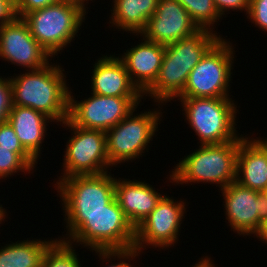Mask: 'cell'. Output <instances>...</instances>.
<instances>
[{
	"instance_id": "obj_29",
	"label": "cell",
	"mask_w": 267,
	"mask_h": 267,
	"mask_svg": "<svg viewBox=\"0 0 267 267\" xmlns=\"http://www.w3.org/2000/svg\"><path fill=\"white\" fill-rule=\"evenodd\" d=\"M12 107V86L9 78L0 76V123L7 121Z\"/></svg>"
},
{
	"instance_id": "obj_36",
	"label": "cell",
	"mask_w": 267,
	"mask_h": 267,
	"mask_svg": "<svg viewBox=\"0 0 267 267\" xmlns=\"http://www.w3.org/2000/svg\"><path fill=\"white\" fill-rule=\"evenodd\" d=\"M6 210L5 208L2 207V205H0V224H2V220L4 221L5 217H6Z\"/></svg>"
},
{
	"instance_id": "obj_26",
	"label": "cell",
	"mask_w": 267,
	"mask_h": 267,
	"mask_svg": "<svg viewBox=\"0 0 267 267\" xmlns=\"http://www.w3.org/2000/svg\"><path fill=\"white\" fill-rule=\"evenodd\" d=\"M33 169L12 148L0 147V179L11 177L17 172H28Z\"/></svg>"
},
{
	"instance_id": "obj_4",
	"label": "cell",
	"mask_w": 267,
	"mask_h": 267,
	"mask_svg": "<svg viewBox=\"0 0 267 267\" xmlns=\"http://www.w3.org/2000/svg\"><path fill=\"white\" fill-rule=\"evenodd\" d=\"M199 147L176 164L170 182L177 185L205 182L222 189L236 181L239 141L200 144Z\"/></svg>"
},
{
	"instance_id": "obj_23",
	"label": "cell",
	"mask_w": 267,
	"mask_h": 267,
	"mask_svg": "<svg viewBox=\"0 0 267 267\" xmlns=\"http://www.w3.org/2000/svg\"><path fill=\"white\" fill-rule=\"evenodd\" d=\"M177 1L187 10L191 19L199 29H207L211 32H214L213 24L218 22L220 18L222 19L213 3V0ZM210 26L212 27L210 28Z\"/></svg>"
},
{
	"instance_id": "obj_27",
	"label": "cell",
	"mask_w": 267,
	"mask_h": 267,
	"mask_svg": "<svg viewBox=\"0 0 267 267\" xmlns=\"http://www.w3.org/2000/svg\"><path fill=\"white\" fill-rule=\"evenodd\" d=\"M94 251L98 254L100 259L103 260L102 262L105 261L109 262L110 260L112 261V259H116V257L117 259L119 258L118 260L120 262H117V264L116 263L115 264L112 263L111 265L109 264L107 267H133V265L130 264L129 260H133L136 256L140 255V252L134 247H130L127 249L94 250ZM127 260L129 261V263L126 262Z\"/></svg>"
},
{
	"instance_id": "obj_33",
	"label": "cell",
	"mask_w": 267,
	"mask_h": 267,
	"mask_svg": "<svg viewBox=\"0 0 267 267\" xmlns=\"http://www.w3.org/2000/svg\"><path fill=\"white\" fill-rule=\"evenodd\" d=\"M255 235L267 244V220L261 224L259 231Z\"/></svg>"
},
{
	"instance_id": "obj_11",
	"label": "cell",
	"mask_w": 267,
	"mask_h": 267,
	"mask_svg": "<svg viewBox=\"0 0 267 267\" xmlns=\"http://www.w3.org/2000/svg\"><path fill=\"white\" fill-rule=\"evenodd\" d=\"M69 91L68 119L85 129L108 131L136 109L143 97H115L91 93V97L81 101ZM138 105V106H137Z\"/></svg>"
},
{
	"instance_id": "obj_7",
	"label": "cell",
	"mask_w": 267,
	"mask_h": 267,
	"mask_svg": "<svg viewBox=\"0 0 267 267\" xmlns=\"http://www.w3.org/2000/svg\"><path fill=\"white\" fill-rule=\"evenodd\" d=\"M234 52L230 41L222 37L193 67L179 97H229Z\"/></svg>"
},
{
	"instance_id": "obj_5",
	"label": "cell",
	"mask_w": 267,
	"mask_h": 267,
	"mask_svg": "<svg viewBox=\"0 0 267 267\" xmlns=\"http://www.w3.org/2000/svg\"><path fill=\"white\" fill-rule=\"evenodd\" d=\"M188 125L195 131L200 144H221L229 141H239L236 113L237 105L230 97L223 98H178ZM237 111V112H236Z\"/></svg>"
},
{
	"instance_id": "obj_16",
	"label": "cell",
	"mask_w": 267,
	"mask_h": 267,
	"mask_svg": "<svg viewBox=\"0 0 267 267\" xmlns=\"http://www.w3.org/2000/svg\"><path fill=\"white\" fill-rule=\"evenodd\" d=\"M154 189L152 185L137 180L115 178V199L134 228L145 220L164 196Z\"/></svg>"
},
{
	"instance_id": "obj_19",
	"label": "cell",
	"mask_w": 267,
	"mask_h": 267,
	"mask_svg": "<svg viewBox=\"0 0 267 267\" xmlns=\"http://www.w3.org/2000/svg\"><path fill=\"white\" fill-rule=\"evenodd\" d=\"M252 139L242 137L239 140L236 181L264 193L267 191V148L259 138Z\"/></svg>"
},
{
	"instance_id": "obj_18",
	"label": "cell",
	"mask_w": 267,
	"mask_h": 267,
	"mask_svg": "<svg viewBox=\"0 0 267 267\" xmlns=\"http://www.w3.org/2000/svg\"><path fill=\"white\" fill-rule=\"evenodd\" d=\"M100 59V60H99ZM92 69V93L115 97H142L143 94L132 83L122 60L115 56H102Z\"/></svg>"
},
{
	"instance_id": "obj_28",
	"label": "cell",
	"mask_w": 267,
	"mask_h": 267,
	"mask_svg": "<svg viewBox=\"0 0 267 267\" xmlns=\"http://www.w3.org/2000/svg\"><path fill=\"white\" fill-rule=\"evenodd\" d=\"M247 18L267 32V0H250Z\"/></svg>"
},
{
	"instance_id": "obj_10",
	"label": "cell",
	"mask_w": 267,
	"mask_h": 267,
	"mask_svg": "<svg viewBox=\"0 0 267 267\" xmlns=\"http://www.w3.org/2000/svg\"><path fill=\"white\" fill-rule=\"evenodd\" d=\"M110 173L72 176L55 184L63 213H96L105 209L115 198V177Z\"/></svg>"
},
{
	"instance_id": "obj_13",
	"label": "cell",
	"mask_w": 267,
	"mask_h": 267,
	"mask_svg": "<svg viewBox=\"0 0 267 267\" xmlns=\"http://www.w3.org/2000/svg\"><path fill=\"white\" fill-rule=\"evenodd\" d=\"M226 219L233 231L243 236L256 234L267 220L264 193L240 185L237 181L222 188Z\"/></svg>"
},
{
	"instance_id": "obj_35",
	"label": "cell",
	"mask_w": 267,
	"mask_h": 267,
	"mask_svg": "<svg viewBox=\"0 0 267 267\" xmlns=\"http://www.w3.org/2000/svg\"><path fill=\"white\" fill-rule=\"evenodd\" d=\"M86 1L88 0H58V2H68V3L78 5L79 7L83 8L85 11L87 10L86 8H88V7H85Z\"/></svg>"
},
{
	"instance_id": "obj_3",
	"label": "cell",
	"mask_w": 267,
	"mask_h": 267,
	"mask_svg": "<svg viewBox=\"0 0 267 267\" xmlns=\"http://www.w3.org/2000/svg\"><path fill=\"white\" fill-rule=\"evenodd\" d=\"M24 74L10 76L12 105L29 107L64 123L69 114V87L61 66L47 64ZM65 77V78H64Z\"/></svg>"
},
{
	"instance_id": "obj_32",
	"label": "cell",
	"mask_w": 267,
	"mask_h": 267,
	"mask_svg": "<svg viewBox=\"0 0 267 267\" xmlns=\"http://www.w3.org/2000/svg\"><path fill=\"white\" fill-rule=\"evenodd\" d=\"M15 0H0V26L16 18Z\"/></svg>"
},
{
	"instance_id": "obj_9",
	"label": "cell",
	"mask_w": 267,
	"mask_h": 267,
	"mask_svg": "<svg viewBox=\"0 0 267 267\" xmlns=\"http://www.w3.org/2000/svg\"><path fill=\"white\" fill-rule=\"evenodd\" d=\"M154 109L134 115L132 110L122 121L106 131L107 154L114 167L121 162L136 160L152 141L158 131L162 112ZM161 114V115H160ZM134 115V116H133Z\"/></svg>"
},
{
	"instance_id": "obj_1",
	"label": "cell",
	"mask_w": 267,
	"mask_h": 267,
	"mask_svg": "<svg viewBox=\"0 0 267 267\" xmlns=\"http://www.w3.org/2000/svg\"><path fill=\"white\" fill-rule=\"evenodd\" d=\"M222 37L207 29L165 46L162 65L154 83L143 93L154 101L167 103L179 98L193 67Z\"/></svg>"
},
{
	"instance_id": "obj_37",
	"label": "cell",
	"mask_w": 267,
	"mask_h": 267,
	"mask_svg": "<svg viewBox=\"0 0 267 267\" xmlns=\"http://www.w3.org/2000/svg\"><path fill=\"white\" fill-rule=\"evenodd\" d=\"M259 140L267 148V138L266 140L265 139L262 140V138H260Z\"/></svg>"
},
{
	"instance_id": "obj_25",
	"label": "cell",
	"mask_w": 267,
	"mask_h": 267,
	"mask_svg": "<svg viewBox=\"0 0 267 267\" xmlns=\"http://www.w3.org/2000/svg\"><path fill=\"white\" fill-rule=\"evenodd\" d=\"M0 147L12 148V152L17 153L32 169L35 168L37 161L24 149L8 121L0 123Z\"/></svg>"
},
{
	"instance_id": "obj_12",
	"label": "cell",
	"mask_w": 267,
	"mask_h": 267,
	"mask_svg": "<svg viewBox=\"0 0 267 267\" xmlns=\"http://www.w3.org/2000/svg\"><path fill=\"white\" fill-rule=\"evenodd\" d=\"M184 204V201L174 202L164 195L156 208L135 228L134 248L141 252L149 245L161 249L174 246L186 213Z\"/></svg>"
},
{
	"instance_id": "obj_24",
	"label": "cell",
	"mask_w": 267,
	"mask_h": 267,
	"mask_svg": "<svg viewBox=\"0 0 267 267\" xmlns=\"http://www.w3.org/2000/svg\"><path fill=\"white\" fill-rule=\"evenodd\" d=\"M74 246L64 240H56L45 251L42 267H81Z\"/></svg>"
},
{
	"instance_id": "obj_8",
	"label": "cell",
	"mask_w": 267,
	"mask_h": 267,
	"mask_svg": "<svg viewBox=\"0 0 267 267\" xmlns=\"http://www.w3.org/2000/svg\"><path fill=\"white\" fill-rule=\"evenodd\" d=\"M71 128L63 162V174L56 182L78 175H96L112 167L107 154L106 133L102 130L85 129L75 126L67 119L62 126ZM62 177V178H61Z\"/></svg>"
},
{
	"instance_id": "obj_34",
	"label": "cell",
	"mask_w": 267,
	"mask_h": 267,
	"mask_svg": "<svg viewBox=\"0 0 267 267\" xmlns=\"http://www.w3.org/2000/svg\"><path fill=\"white\" fill-rule=\"evenodd\" d=\"M208 256L201 258V260L198 263H195L194 266L191 267H215V264H212V260H210Z\"/></svg>"
},
{
	"instance_id": "obj_17",
	"label": "cell",
	"mask_w": 267,
	"mask_h": 267,
	"mask_svg": "<svg viewBox=\"0 0 267 267\" xmlns=\"http://www.w3.org/2000/svg\"><path fill=\"white\" fill-rule=\"evenodd\" d=\"M164 53L165 45L142 39L140 44L120 56L132 83L142 94L157 78Z\"/></svg>"
},
{
	"instance_id": "obj_2",
	"label": "cell",
	"mask_w": 267,
	"mask_h": 267,
	"mask_svg": "<svg viewBox=\"0 0 267 267\" xmlns=\"http://www.w3.org/2000/svg\"><path fill=\"white\" fill-rule=\"evenodd\" d=\"M67 224L66 238L93 250H117L134 247L135 228L125 217L114 198L105 209L96 213L64 214ZM68 239V240H67Z\"/></svg>"
},
{
	"instance_id": "obj_14",
	"label": "cell",
	"mask_w": 267,
	"mask_h": 267,
	"mask_svg": "<svg viewBox=\"0 0 267 267\" xmlns=\"http://www.w3.org/2000/svg\"><path fill=\"white\" fill-rule=\"evenodd\" d=\"M0 57L25 70L43 68L52 60L31 35L28 24L18 17L0 26Z\"/></svg>"
},
{
	"instance_id": "obj_31",
	"label": "cell",
	"mask_w": 267,
	"mask_h": 267,
	"mask_svg": "<svg viewBox=\"0 0 267 267\" xmlns=\"http://www.w3.org/2000/svg\"><path fill=\"white\" fill-rule=\"evenodd\" d=\"M213 3L222 17L228 10H244L248 14L250 0H213Z\"/></svg>"
},
{
	"instance_id": "obj_6",
	"label": "cell",
	"mask_w": 267,
	"mask_h": 267,
	"mask_svg": "<svg viewBox=\"0 0 267 267\" xmlns=\"http://www.w3.org/2000/svg\"><path fill=\"white\" fill-rule=\"evenodd\" d=\"M86 11L78 5L57 2L26 14L31 35L50 54L56 55L77 35Z\"/></svg>"
},
{
	"instance_id": "obj_21",
	"label": "cell",
	"mask_w": 267,
	"mask_h": 267,
	"mask_svg": "<svg viewBox=\"0 0 267 267\" xmlns=\"http://www.w3.org/2000/svg\"><path fill=\"white\" fill-rule=\"evenodd\" d=\"M110 23L118 29L130 31L136 36L146 27L147 20L154 15L159 0H113Z\"/></svg>"
},
{
	"instance_id": "obj_15",
	"label": "cell",
	"mask_w": 267,
	"mask_h": 267,
	"mask_svg": "<svg viewBox=\"0 0 267 267\" xmlns=\"http://www.w3.org/2000/svg\"><path fill=\"white\" fill-rule=\"evenodd\" d=\"M200 30L177 0H159L140 36L151 42L169 45Z\"/></svg>"
},
{
	"instance_id": "obj_22",
	"label": "cell",
	"mask_w": 267,
	"mask_h": 267,
	"mask_svg": "<svg viewBox=\"0 0 267 267\" xmlns=\"http://www.w3.org/2000/svg\"><path fill=\"white\" fill-rule=\"evenodd\" d=\"M54 241L27 238L6 244L0 249V267H42L44 253Z\"/></svg>"
},
{
	"instance_id": "obj_20",
	"label": "cell",
	"mask_w": 267,
	"mask_h": 267,
	"mask_svg": "<svg viewBox=\"0 0 267 267\" xmlns=\"http://www.w3.org/2000/svg\"><path fill=\"white\" fill-rule=\"evenodd\" d=\"M7 121L15 130L24 149L38 160L47 135L46 123L53 120L32 108L12 105Z\"/></svg>"
},
{
	"instance_id": "obj_30",
	"label": "cell",
	"mask_w": 267,
	"mask_h": 267,
	"mask_svg": "<svg viewBox=\"0 0 267 267\" xmlns=\"http://www.w3.org/2000/svg\"><path fill=\"white\" fill-rule=\"evenodd\" d=\"M58 0H15L16 16L23 18L26 14L57 3Z\"/></svg>"
}]
</instances>
